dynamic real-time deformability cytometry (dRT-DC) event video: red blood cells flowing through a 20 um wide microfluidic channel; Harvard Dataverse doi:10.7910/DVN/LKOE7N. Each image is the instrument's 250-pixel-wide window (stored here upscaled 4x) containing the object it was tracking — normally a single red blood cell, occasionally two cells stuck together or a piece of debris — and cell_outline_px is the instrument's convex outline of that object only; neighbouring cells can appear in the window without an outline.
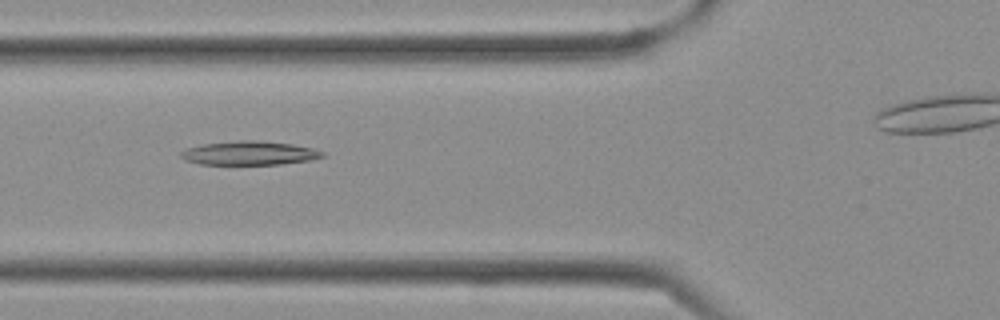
{"species": "Egyptian fruit bat (a non-hibernating species)", "species_latin": "Rousettus aegyptiacus", "temperature_condition": "cold", "stored_images_in_passage": 21, "camera_frame_rate_fps": 3000, "um_per_image_px": 0.085, "frame": {"image": 1, "passage_image": 4, "time_ms": 1.0, "image_size_px": [1000, 320], "cell_outline_px": [[324, 156], [312, 160], [280, 164], [200, 164], [184, 160], [180, 156], [180, 152], [188, 148], [200, 144], [240, 140], [256, 140], [292, 144], [312, 148], [324, 152]], "centroid_in_image_um": [21.18, 13.01], "position_along_channel_um": 104.6, "area_um2": 19.65}}
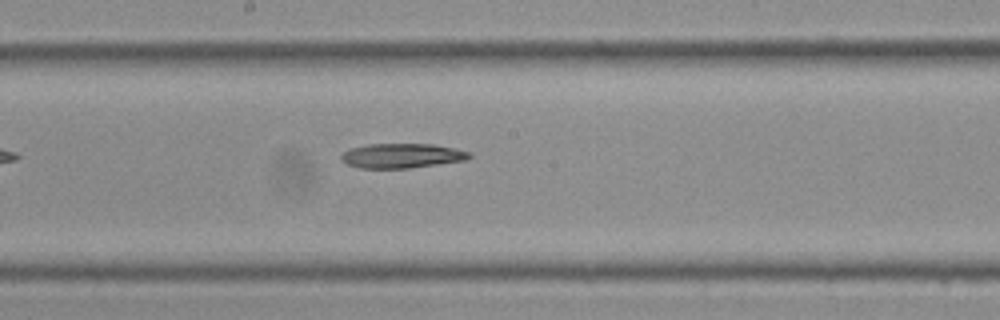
{"frame": {"image": 2, "passage_image": 10, "time_ms": 3.0, "image_size_px": [1000, 320], "cell_outline_px": [[472, 156], [468, 160], [408, 168], [360, 168], [348, 164], [340, 160], [340, 156], [348, 148], [368, 144], [432, 144], [472, 152]], "centroid_in_image_um": [34.15, 13.23], "position_along_channel_um": 214.0, "area_um2": 18.44}}
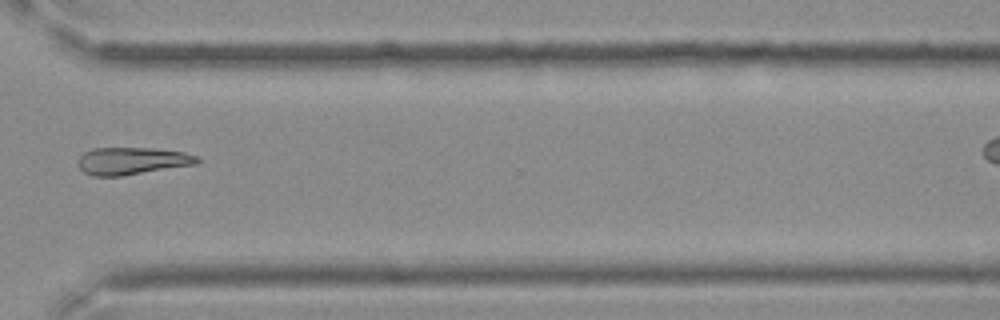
{"frame": {"image": 3, "passage_image": 18, "time_ms": 5.667, "image_size_px": [1000, 320], "cell_outline_px": [[200, 160], [196, 164], [120, 176], [92, 176], [84, 172], [76, 164], [76, 160], [84, 152], [92, 148], [152, 148], [184, 152], [196, 156]], "centroid_in_image_um": [11.16, 13.67], "position_along_channel_um": 359.4, "area_um2": 18.96}}